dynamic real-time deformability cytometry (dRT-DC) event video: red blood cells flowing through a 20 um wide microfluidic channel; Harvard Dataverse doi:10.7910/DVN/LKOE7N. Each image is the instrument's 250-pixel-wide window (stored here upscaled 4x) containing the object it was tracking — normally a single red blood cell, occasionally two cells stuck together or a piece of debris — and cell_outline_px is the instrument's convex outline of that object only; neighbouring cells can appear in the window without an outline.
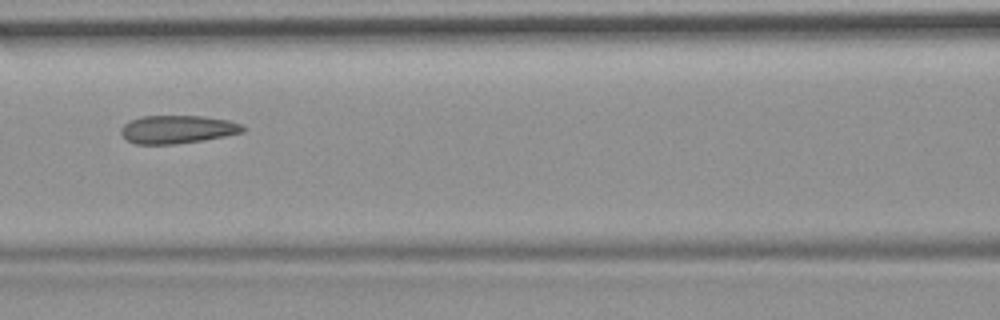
{"species": "common noctule bat (a hibernating species)", "species_latin": "Nyctalus noctula", "temperature_condition": "room temperature", "stored_images_in_passage": 11, "camera_frame_rate_fps": 3000, "um_per_image_px": 0.085, "animal": {"sex": "female", "body_mass_g": 19.9}, "frame": {"image": 1, "passage_image": 7, "time_ms": 2.0, "image_size_px": [1000, 320], "cell_outline_px": [[248, 128], [244, 132], [204, 140], [172, 144], [136, 144], [128, 140], [120, 132], [120, 128], [124, 124], [140, 116], [200, 116], [228, 120], [244, 124]], "centroid_in_image_um": [15.13, 10.99], "position_along_channel_um": 151.5, "area_um2": 20.0}}
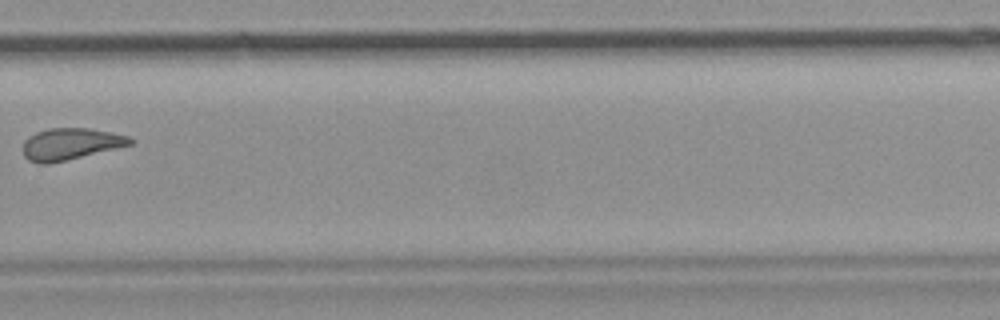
{"frame": {"image": 2, "passage_image": 11, "time_ms": 3.333, "image_size_px": [1000, 320], "cell_outline_px": [[136, 140], [132, 144], [48, 164], [36, 164], [28, 160], [24, 156], [24, 140], [28, 136], [36, 132], [48, 128], [88, 128], [112, 132], [128, 136]], "centroid_in_image_um": [5.97, 12.23], "position_along_channel_um": 323.8, "area_um2": 19.71}}